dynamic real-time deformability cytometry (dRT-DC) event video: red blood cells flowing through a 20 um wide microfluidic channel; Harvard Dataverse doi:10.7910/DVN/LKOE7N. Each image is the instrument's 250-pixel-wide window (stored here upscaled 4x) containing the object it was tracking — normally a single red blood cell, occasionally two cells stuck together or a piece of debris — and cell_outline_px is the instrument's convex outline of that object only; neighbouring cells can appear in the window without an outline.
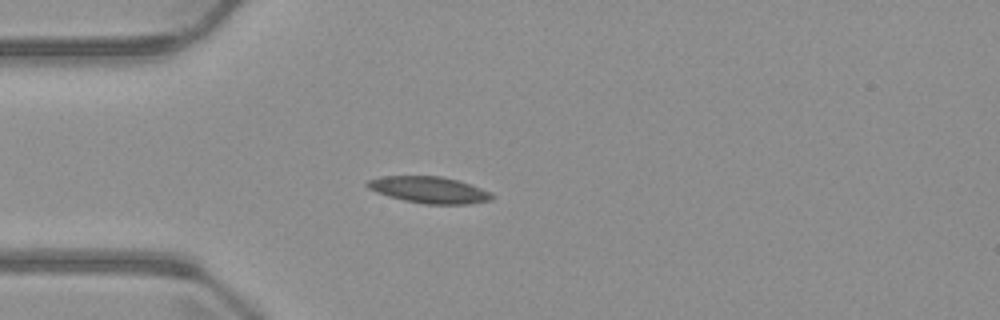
{"species": "common noctule bat (a hibernating species)", "species_latin": "Nyctalus noctula", "temperature_condition": "warm", "stored_images_in_passage": 4, "camera_frame_rate_fps": 3000, "um_per_image_px": 0.085, "animal": {"sex": "male", "body_mass_g": 23.1, "forearm_length_mm": 52.7}, "frame": {"image": 1, "passage_image": 3, "time_ms": 2.333, "image_size_px": [1000, 320], "cell_outline_px": [[496, 196], [492, 200], [468, 204], [424, 204], [404, 200], [388, 196], [376, 192], [368, 188], [364, 184], [368, 180], [380, 176], [440, 176], [460, 180], [492, 192]], "centroid_in_image_um": [36.51, 16.13], "position_along_channel_um": 48.5, "area_um2": 19.54}}